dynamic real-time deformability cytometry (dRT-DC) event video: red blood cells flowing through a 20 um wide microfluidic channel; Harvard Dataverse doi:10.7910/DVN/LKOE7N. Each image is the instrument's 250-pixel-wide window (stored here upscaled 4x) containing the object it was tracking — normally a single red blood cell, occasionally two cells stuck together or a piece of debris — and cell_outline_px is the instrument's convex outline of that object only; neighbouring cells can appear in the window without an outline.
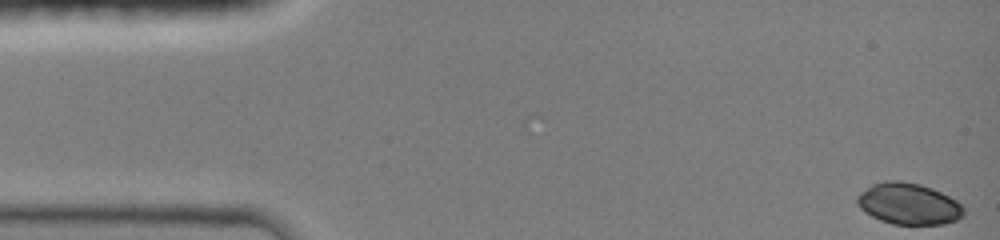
{"species": "common noctule bat (a hibernating species)", "species_latin": "Nyctalus noctula", "temperature_condition": "room temperature", "stored_images_in_passage": 7, "camera_frame_rate_fps": 3000, "um_per_image_px": 0.085, "animal": {"sex": "female", "body_mass_g": 19.0, "forearm_length_mm": 51.5}, "frame": {"image": 1, "passage_image": 1, "time_ms": 0.0, "image_size_px": [1000, 240], "cell_outline_px": [[964, 216], [956, 220], [944, 224], [892, 224], [880, 220], [864, 212], [856, 204], [856, 196], [860, 192], [872, 184], [896, 180], [920, 184], [940, 192], [956, 200], [964, 208]], "centroid_in_image_um": [77.21, 17.33], "position_along_channel_um": 7.8, "area_um2": 25.61}}